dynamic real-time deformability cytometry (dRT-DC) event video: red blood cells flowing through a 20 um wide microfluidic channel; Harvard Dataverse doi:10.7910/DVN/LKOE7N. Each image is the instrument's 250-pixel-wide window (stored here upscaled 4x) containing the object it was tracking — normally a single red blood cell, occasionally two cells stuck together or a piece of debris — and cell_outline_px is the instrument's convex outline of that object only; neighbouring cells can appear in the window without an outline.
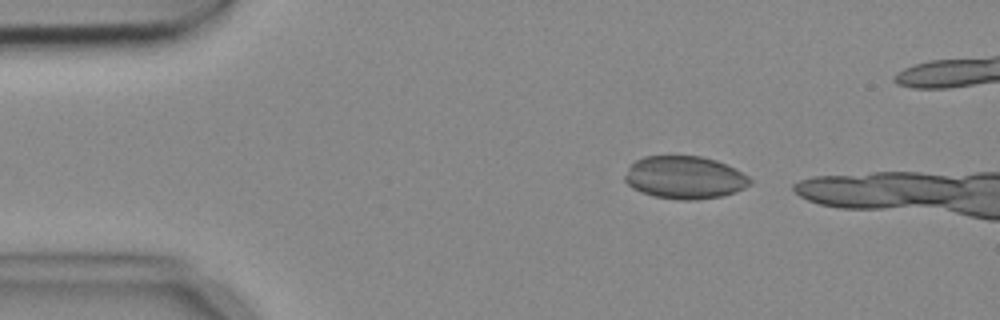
{"species": "common noctule bat (a hibernating species)", "species_latin": "Nyctalus noctula", "temperature_condition": "cold", "stored_images_in_passage": 3, "camera_frame_rate_fps": 3000, "um_per_image_px": 0.085, "animal": {"sex": "female", "body_mass_g": 18.4}, "frame": {"image": 1, "passage_image": 1, "time_ms": 0.0, "image_size_px": [1000, 320], "cell_outline_px": [[752, 180], [744, 188], [736, 192], [720, 196], [696, 200], [680, 200], [656, 196], [640, 192], [632, 188], [624, 180], [624, 176], [628, 168], [636, 160], [644, 156], [700, 156], [716, 160], [748, 176]], "centroid_in_image_um": [58.16, 15.09], "position_along_channel_um": 26.8, "area_um2": 30.92}}